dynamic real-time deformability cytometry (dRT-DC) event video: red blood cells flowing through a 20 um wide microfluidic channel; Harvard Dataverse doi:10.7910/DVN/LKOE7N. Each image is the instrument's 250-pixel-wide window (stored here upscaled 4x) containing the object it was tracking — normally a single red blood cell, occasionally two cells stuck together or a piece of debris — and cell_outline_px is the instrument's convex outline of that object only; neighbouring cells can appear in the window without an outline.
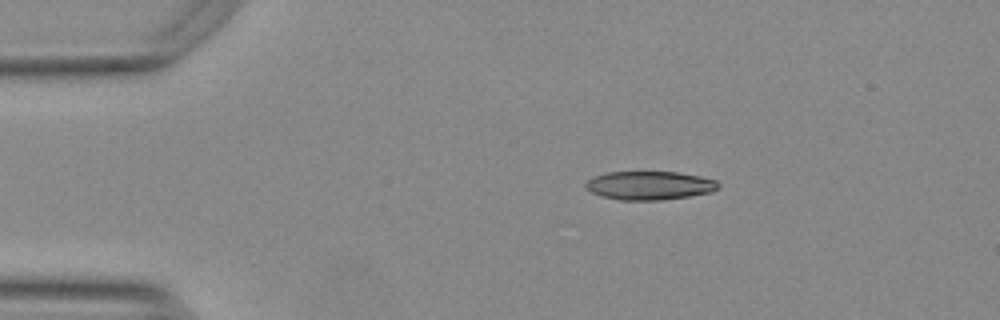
{"species": "Egyptian fruit bat (a non-hibernating species)", "species_latin": "Rousettus aegyptiacus", "temperature_condition": "warm", "stored_images_in_passage": 22, "camera_frame_rate_fps": 3000, "um_per_image_px": 0.085, "animal": {"sex": "female"}, "frame": {"image": 1, "passage_image": 1, "time_ms": 0.0, "image_size_px": [1000, 320], "cell_outline_px": [[720, 188], [712, 192], [688, 196], [660, 200], [620, 200], [604, 196], [592, 192], [584, 188], [584, 184], [592, 176], [608, 172], [680, 172], [700, 176], [716, 180], [720, 184]], "centroid_in_image_um": [55.22, 15.76], "position_along_channel_um": 29.8, "area_um2": 22.2}}
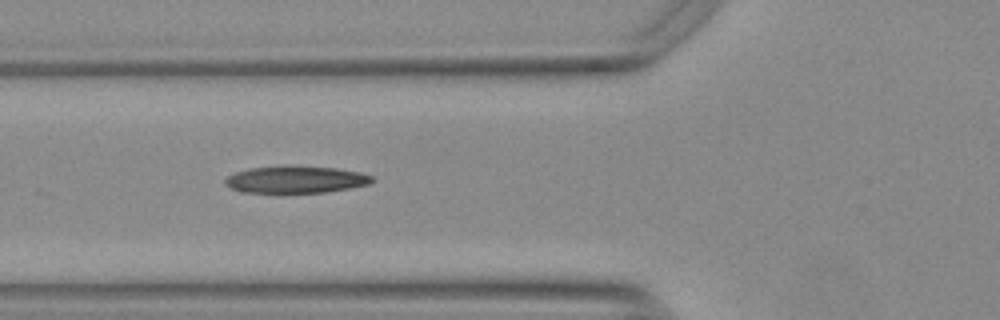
{"frame": {"image": 2, "passage_image": 11, "time_ms": 3.333, "image_size_px": [1000, 320], "cell_outline_px": [[376, 180], [368, 184], [328, 192], [240, 192], [224, 184], [224, 180], [228, 176], [236, 172], [252, 168], [288, 164], [336, 168], [360, 172], [372, 176]], "centroid_in_image_um": [25.15, 15.24], "position_along_channel_um": 100.7, "area_um2": 23.35}}
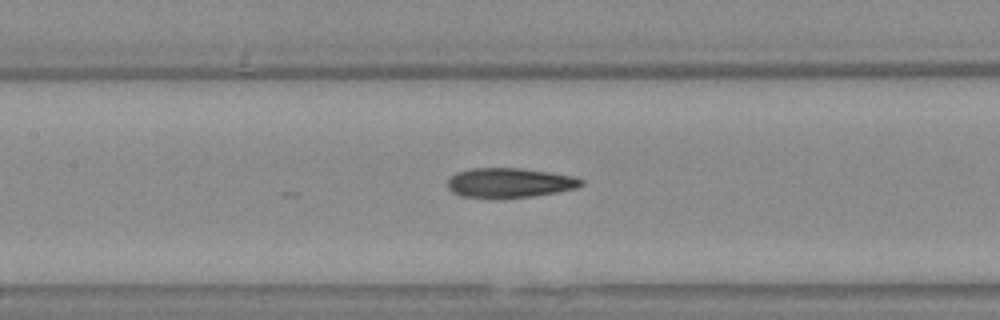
{"frame": {"image": 3, "passage_image": 16, "time_ms": 5.0, "image_size_px": [1000, 320], "cell_outline_px": [[584, 184], [576, 188], [556, 192], [532, 196], [460, 196], [452, 192], [448, 188], [448, 180], [456, 172], [472, 168], [520, 168], [548, 172], [572, 176], [584, 180]], "centroid_in_image_um": [43.32, 15.51], "position_along_channel_um": 164.1, "area_um2": 22.43}}